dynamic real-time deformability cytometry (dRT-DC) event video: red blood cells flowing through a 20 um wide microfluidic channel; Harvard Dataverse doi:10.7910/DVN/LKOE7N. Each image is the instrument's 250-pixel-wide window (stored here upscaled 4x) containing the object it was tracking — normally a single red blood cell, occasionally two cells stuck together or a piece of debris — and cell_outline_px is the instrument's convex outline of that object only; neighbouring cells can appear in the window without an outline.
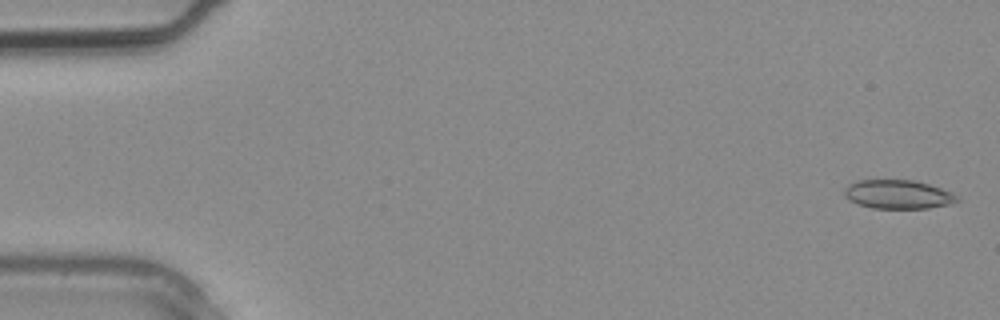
{"species": "common noctule bat (a hibernating species)", "species_latin": "Nyctalus noctula", "temperature_condition": "warm", "stored_images_in_passage": 2, "camera_frame_rate_fps": 3000, "um_per_image_px": 0.085, "animal": {"sex": "male", "body_mass_g": 20.4}, "frame": {"image": 1, "passage_image": 1, "time_ms": 0.0, "image_size_px": [1000, 320], "cell_outline_px": [[960, 200], [948, 204], [928, 208], [872, 208], [856, 204], [848, 200], [844, 196], [844, 188], [848, 184], [856, 180], [916, 180], [952, 192]], "centroid_in_image_um": [76.27, 16.52], "position_along_channel_um": 8.7, "area_um2": 19.02}}